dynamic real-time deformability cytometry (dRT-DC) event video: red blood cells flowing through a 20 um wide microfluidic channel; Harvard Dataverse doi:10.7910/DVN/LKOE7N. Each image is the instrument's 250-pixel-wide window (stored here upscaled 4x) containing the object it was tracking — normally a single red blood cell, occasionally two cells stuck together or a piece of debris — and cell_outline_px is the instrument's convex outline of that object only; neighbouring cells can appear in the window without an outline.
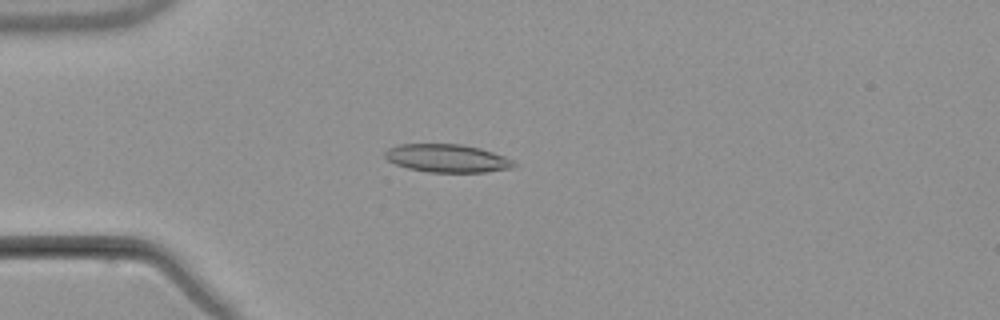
{"species": "common noctule bat (a hibernating species)", "species_latin": "Nyctalus noctula", "temperature_condition": "warm", "stored_images_in_passage": 3, "camera_frame_rate_fps": 3000, "um_per_image_px": 0.085, "animal": {"sex": "male", "body_mass_g": 21.5, "forearm_length_mm": 52.0}, "frame": {"image": 1, "passage_image": 1, "time_ms": 0.0, "image_size_px": [1000, 320], "cell_outline_px": [[516, 168], [484, 172], [428, 172], [408, 168], [396, 164], [388, 160], [384, 156], [384, 152], [388, 148], [400, 144], [460, 144], [480, 148], [504, 156], [512, 160], [516, 164]], "centroid_in_image_um": [38.02, 13.45], "position_along_channel_um": 47.0, "area_um2": 21.1}}
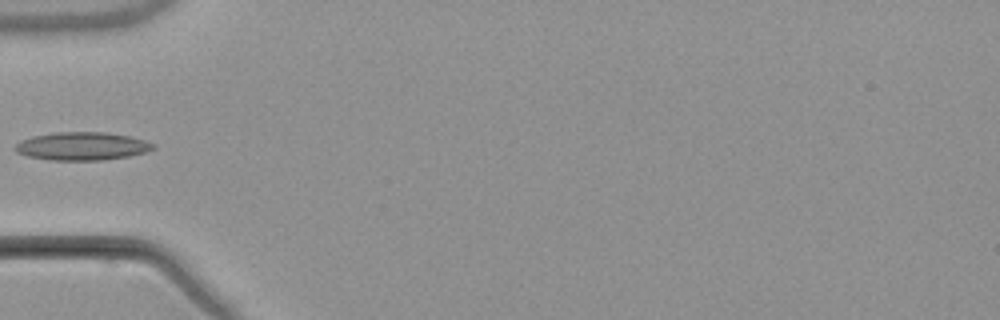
{"frame": {"image": 2, "passage_image": 2, "time_ms": 1.333, "image_size_px": [1000, 320], "cell_outline_px": [[156, 148], [144, 152], [128, 156], [104, 160], [52, 160], [28, 156], [16, 152], [12, 148], [20, 140], [32, 136], [56, 132], [104, 132], [128, 136], [144, 140], [156, 144]], "centroid_in_image_um": [6.95, 12.42], "position_along_channel_um": 78.1, "area_um2": 22.6}}
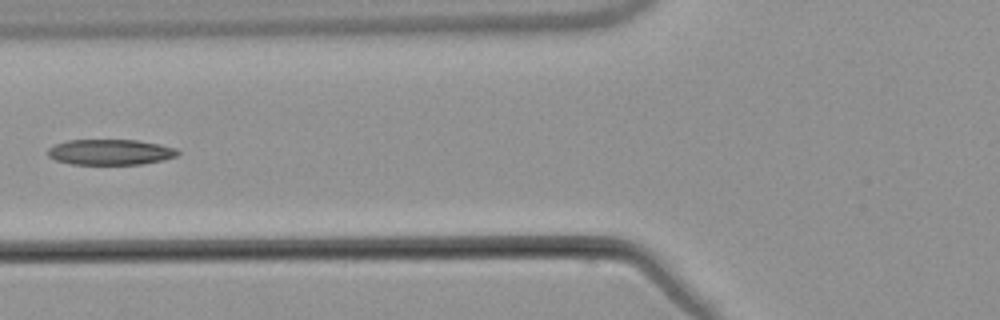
{"frame": {"image": 3, "passage_image": 3, "time_ms": 2.333, "image_size_px": [1000, 320], "cell_outline_px": [[180, 152], [176, 156], [164, 160], [140, 164], [72, 164], [56, 160], [48, 156], [48, 148], [56, 144], [68, 140], [136, 140], [160, 144], [176, 148]], "centroid_in_image_um": [9.39, 12.92], "position_along_channel_um": 116.4, "area_um2": 19.31}}